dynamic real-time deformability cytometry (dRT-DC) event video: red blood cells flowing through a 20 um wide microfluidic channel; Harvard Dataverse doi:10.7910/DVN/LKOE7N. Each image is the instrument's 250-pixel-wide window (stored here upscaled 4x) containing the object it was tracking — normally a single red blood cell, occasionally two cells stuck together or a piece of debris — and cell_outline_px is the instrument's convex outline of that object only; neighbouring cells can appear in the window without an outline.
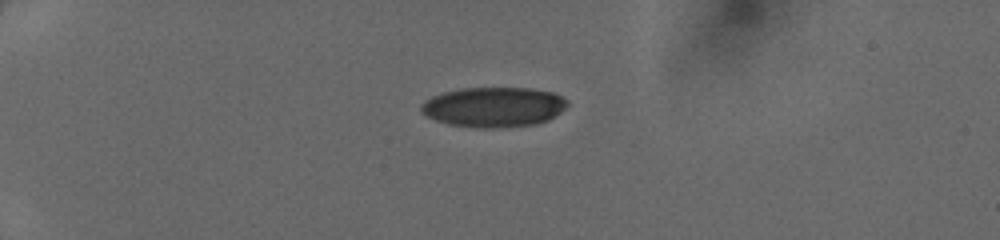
{"species": "human", "species_latin": "Homo sapiens", "temperature_condition": "cold", "stored_images_in_passage": 37, "camera_frame_rate_fps": 3000, "um_per_image_px": 0.085, "donor": {"sex": "female"}, "frame": {"image": 1, "passage_image": 1, "time_ms": 0.0, "image_size_px": [1000, 240], "cell_outline_px": [[568, 104], [560, 112], [548, 120], [536, 124], [500, 128], [480, 128], [448, 124], [436, 120], [420, 112], [420, 104], [424, 100], [432, 96], [444, 92], [460, 88], [528, 88], [552, 92], [568, 100]], "centroid_in_image_um": [41.94, 9.1], "position_along_channel_um": 43.1, "area_um2": 34.16}}
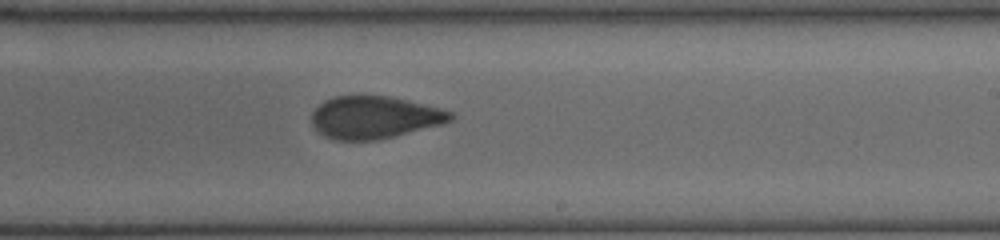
{"frame": {"image": 2, "passage_image": 20, "time_ms": 6.333, "image_size_px": [1000, 240], "cell_outline_px": [[456, 116], [452, 120], [444, 124], [380, 140], [336, 140], [324, 136], [312, 124], [312, 112], [324, 100], [336, 96], [388, 96], [440, 108], [452, 112]], "centroid_in_image_um": [31.85, 9.99], "position_along_channel_um": 257.1, "area_um2": 34.33}}
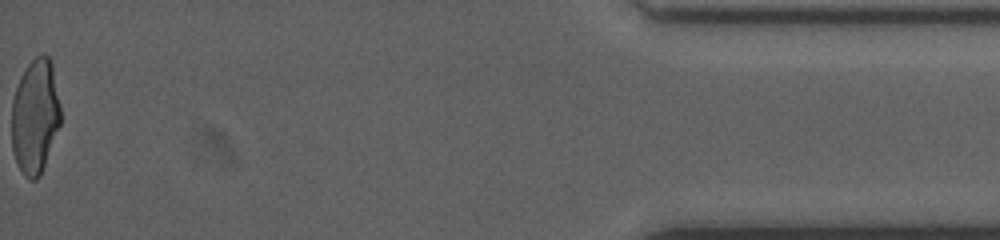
{"frame": {"image": 3, "passage_image": 37, "time_ms": 12.0, "image_size_px": [1000, 240], "cell_outline_px": [[60, 124], [40, 176], [36, 180], [28, 180], [24, 176], [16, 160], [12, 148], [12, 100], [20, 76], [28, 64], [36, 56], [48, 56], [52, 64], [60, 104]], "centroid_in_image_um": [2.98, 9.91], "position_along_channel_um": 432.2, "area_um2": 32.48}}